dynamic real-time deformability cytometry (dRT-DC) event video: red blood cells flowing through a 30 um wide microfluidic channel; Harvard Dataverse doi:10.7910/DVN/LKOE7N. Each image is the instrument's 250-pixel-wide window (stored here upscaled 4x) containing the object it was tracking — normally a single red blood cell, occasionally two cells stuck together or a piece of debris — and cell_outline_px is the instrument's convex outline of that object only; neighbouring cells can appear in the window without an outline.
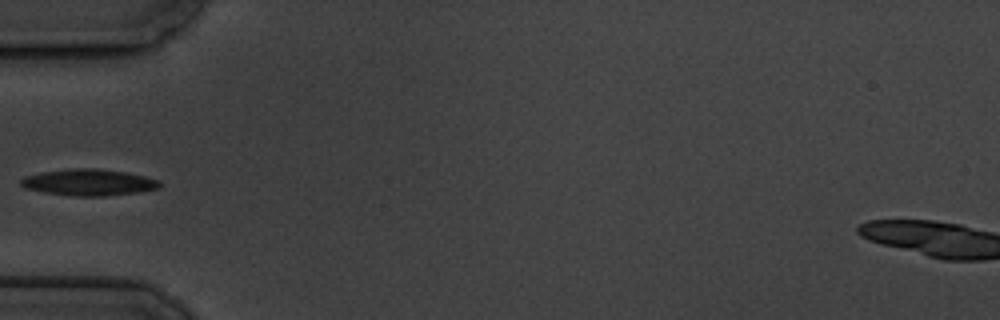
{"species": "common noctule bat (a hibernating species)", "species_latin": "Nyctalus noctula", "temperature_condition": "cold", "stored_images_in_passage": 5, "camera_frame_rate_fps": 3000, "um_per_image_px": 0.085, "animal": {"sex": "male", "body_mass_g": 19.5, "forearm_length_mm": 54.6}, "frame": {"image": 1, "passage_image": 5, "time_ms": 4.667, "image_size_px": [1000, 320], "cell_outline_px": [[160, 188], [140, 192], [104, 196], [72, 196], [44, 192], [24, 188], [20, 184], [20, 180], [24, 176], [40, 172], [72, 168], [100, 168], [124, 172], [144, 176], [160, 180]], "centroid_in_image_um": [7.53, 15.5], "position_along_channel_um": 77.5, "area_um2": 21.56}}